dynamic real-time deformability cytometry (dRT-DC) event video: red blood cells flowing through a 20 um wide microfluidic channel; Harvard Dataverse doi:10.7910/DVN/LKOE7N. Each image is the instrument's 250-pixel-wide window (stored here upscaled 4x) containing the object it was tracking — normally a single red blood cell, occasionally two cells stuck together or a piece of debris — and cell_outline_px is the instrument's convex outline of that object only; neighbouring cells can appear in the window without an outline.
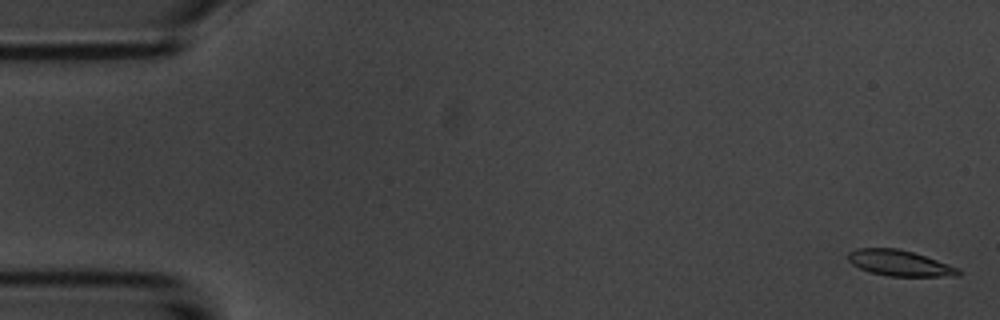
{"species": "common noctule bat (a hibernating species)", "species_latin": "Nyctalus noctula", "temperature_condition": "room temperature", "stored_images_in_passage": 6, "camera_frame_rate_fps": 3000, "um_per_image_px": 0.085, "animal": {"sex": "male", "body_mass_g": 20.1, "forearm_length_mm": 53.5}, "frame": {"image": 1, "passage_image": 1, "time_ms": 0.0, "image_size_px": [1000, 320], "cell_outline_px": [[964, 272], [960, 276], [888, 276], [868, 272], [852, 264], [848, 260], [848, 252], [856, 248], [896, 248], [912, 252], [960, 268]], "centroid_in_image_um": [76.48, 22.37], "position_along_channel_um": 8.5, "area_um2": 16.65}}